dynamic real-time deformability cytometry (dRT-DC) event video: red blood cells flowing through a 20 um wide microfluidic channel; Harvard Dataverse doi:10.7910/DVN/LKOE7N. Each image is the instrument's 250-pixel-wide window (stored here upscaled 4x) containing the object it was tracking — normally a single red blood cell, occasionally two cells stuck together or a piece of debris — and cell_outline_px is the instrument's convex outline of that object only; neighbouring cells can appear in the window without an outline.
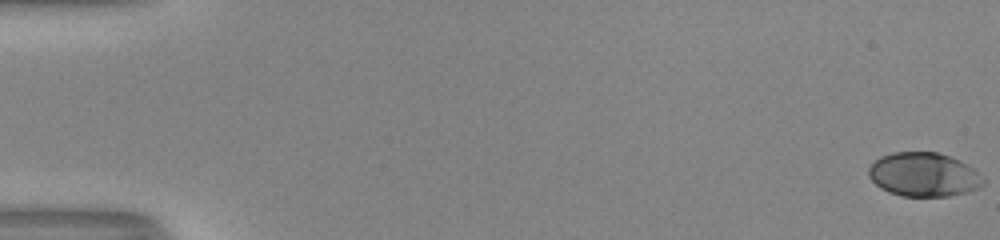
{"species": "human", "species_latin": "Homo sapiens", "temperature_condition": "room temperature", "stored_images_in_passage": 54, "camera_frame_rate_fps": 3000, "um_per_image_px": 0.085, "donor": {"sex": "male"}, "frame": {"image": 1, "passage_image": 1, "time_ms": 0.0, "image_size_px": [1000, 240], "cell_outline_px": [[984, 184], [980, 188], [968, 192], [948, 196], [900, 196], [888, 192], [880, 188], [868, 176], [868, 168], [880, 156], [892, 152], [936, 152], [948, 156], [972, 168], [984, 180]], "centroid_in_image_um": [78.48, 14.85], "position_along_channel_um": 6.5, "area_um2": 29.19}}
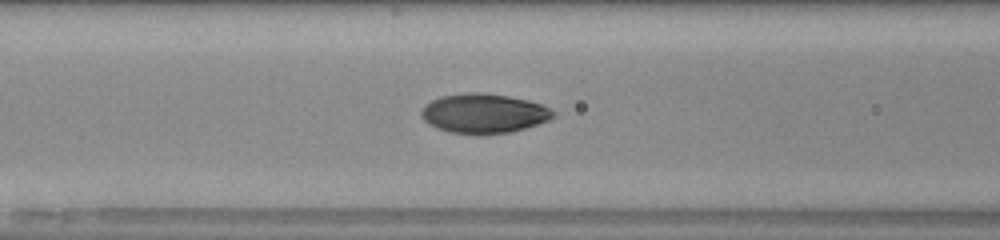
{"frame": {"image": 2, "passage_image": 24, "time_ms": 7.667, "image_size_px": [1000, 240], "cell_outline_px": [[556, 116], [548, 120], [512, 132], [448, 132], [436, 128], [428, 124], [420, 116], [420, 112], [424, 104], [440, 96], [468, 92], [480, 92], [508, 96], [528, 100], [540, 104], [556, 112]], "centroid_in_image_um": [41.09, 9.61], "position_along_channel_um": 125.5, "area_um2": 29.94}}
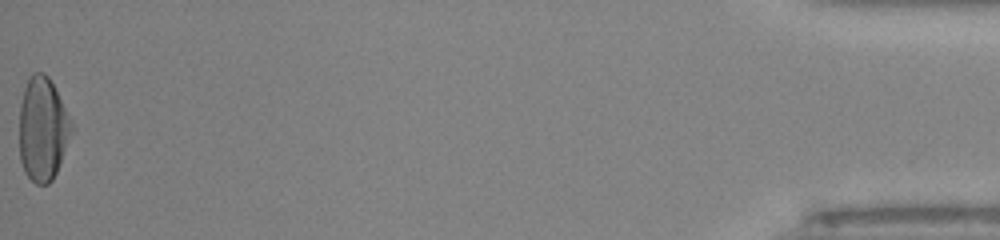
{"frame": {"image": 3, "passage_image": 54, "time_ms": 17.667, "image_size_px": [1000, 240], "cell_outline_px": [[72, 128], [56, 172], [52, 180], [48, 184], [36, 184], [24, 172], [20, 160], [20, 104], [24, 88], [28, 76], [32, 72], [44, 72], [48, 76], [72, 120]], "centroid_in_image_um": [3.6, 10.94], "position_along_channel_um": 431.6, "area_um2": 31.21}, "authors_computed_cell_mechanics": {"area_um2": 29.767, "velocity_mm_per_s": 4.0458, "shape_relaxation_time_tau1_ms": 3.4732, "shape_relaxation_time_tau2_ms": null, "deformation_change_tau1": 0.1624, "deformation_change_tau2": null}}